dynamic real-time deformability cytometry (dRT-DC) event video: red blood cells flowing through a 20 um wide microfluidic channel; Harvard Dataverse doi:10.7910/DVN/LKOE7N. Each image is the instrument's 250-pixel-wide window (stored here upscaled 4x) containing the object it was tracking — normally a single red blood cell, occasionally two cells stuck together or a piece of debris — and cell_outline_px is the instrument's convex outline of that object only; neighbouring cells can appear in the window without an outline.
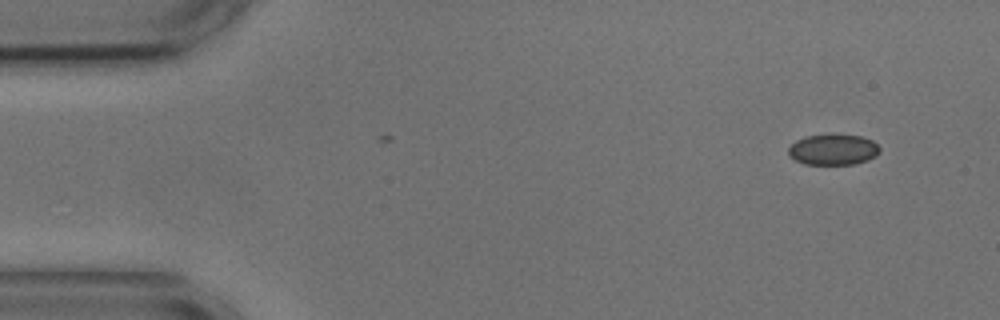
{"species": "common noctule bat (a hibernating species)", "species_latin": "Nyctalus noctula", "temperature_condition": "cold", "stored_images_in_passage": 2, "camera_frame_rate_fps": 3000, "um_per_image_px": 0.085, "animal": {"sex": "male", "body_mass_g": 17.9, "forearm_length_mm": 54.2}, "frame": {"image": 1, "passage_image": 1, "time_ms": 0.0, "image_size_px": [1000, 320], "cell_outline_px": [[880, 152], [876, 156], [868, 160], [852, 164], [804, 164], [788, 156], [788, 148], [796, 140], [804, 136], [860, 136], [872, 140], [880, 148]], "centroid_in_image_um": [70.81, 12.74], "position_along_channel_um": 14.2, "area_um2": 16.07}}